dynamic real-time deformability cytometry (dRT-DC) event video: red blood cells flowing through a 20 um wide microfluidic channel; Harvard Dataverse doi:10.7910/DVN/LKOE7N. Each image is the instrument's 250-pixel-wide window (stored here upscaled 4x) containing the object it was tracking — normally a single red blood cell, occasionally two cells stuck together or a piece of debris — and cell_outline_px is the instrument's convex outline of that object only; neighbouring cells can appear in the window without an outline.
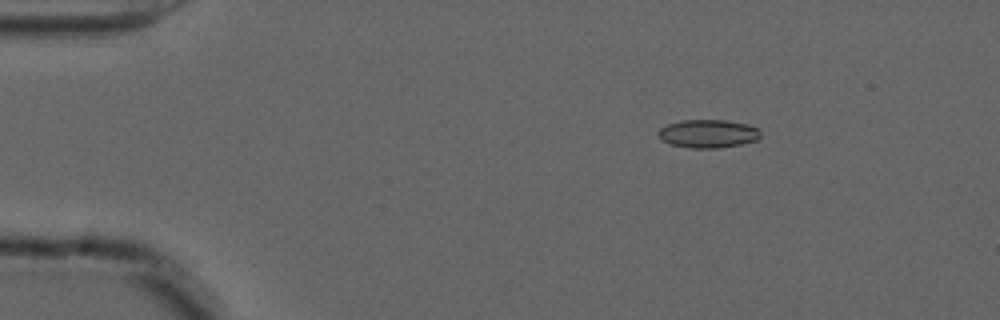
{"species": "common noctule bat (a hibernating species)", "species_latin": "Nyctalus noctula", "temperature_condition": "cold", "stored_images_in_passage": 23, "camera_frame_rate_fps": 3000, "um_per_image_px": 0.085, "animal": {"sex": "male", "forearm_length_mm": 52.5}, "frame": {"image": 1, "passage_image": 9, "time_ms": 2.667, "image_size_px": [1000, 320], "cell_outline_px": [[760, 136], [756, 140], [740, 144], [716, 148], [692, 148], [672, 144], [660, 140], [656, 132], [660, 128], [668, 124], [680, 120], [724, 120], [748, 124], [756, 128], [760, 132]], "centroid_in_image_um": [60.14, 11.35], "position_along_channel_um": 24.9, "area_um2": 16.76}}
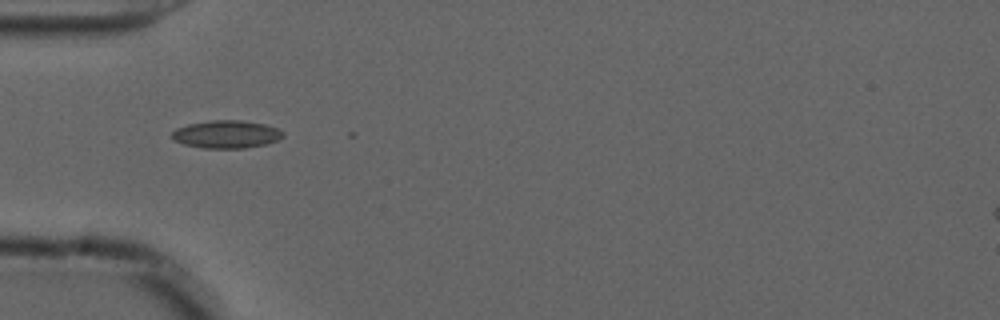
{"frame": {"image": 2, "passage_image": 18, "time_ms": 5.667, "image_size_px": [1000, 320], "cell_outline_px": [[284, 136], [276, 140], [264, 144], [244, 148], [204, 148], [184, 144], [172, 140], [172, 132], [176, 128], [188, 124], [212, 120], [240, 120], [264, 124], [276, 128], [284, 132]], "centroid_in_image_um": [19.21, 11.41], "position_along_channel_um": 65.8, "area_um2": 17.86}}
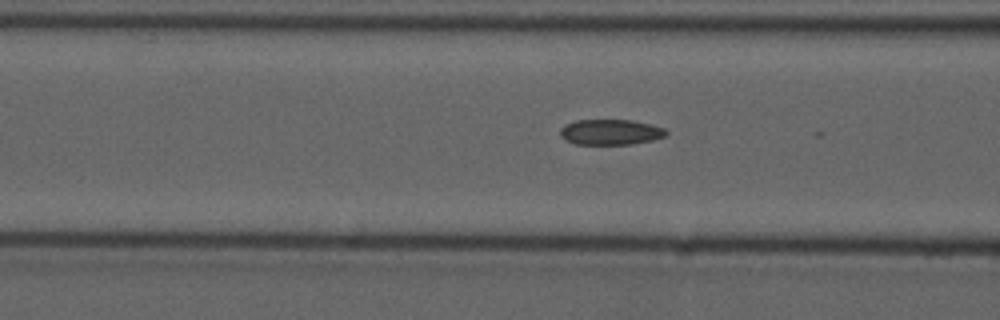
{"frame": {"image": 3, "passage_image": 22, "time_ms": 7.0, "image_size_px": [1000, 320], "cell_outline_px": [[668, 132], [664, 136], [652, 140], [632, 144], [576, 144], [564, 140], [560, 136], [560, 128], [564, 124], [576, 120], [632, 120], [652, 124], [664, 128]], "centroid_in_image_um": [51.86, 11.22], "position_along_channel_um": 114.7, "area_um2": 15.84}}